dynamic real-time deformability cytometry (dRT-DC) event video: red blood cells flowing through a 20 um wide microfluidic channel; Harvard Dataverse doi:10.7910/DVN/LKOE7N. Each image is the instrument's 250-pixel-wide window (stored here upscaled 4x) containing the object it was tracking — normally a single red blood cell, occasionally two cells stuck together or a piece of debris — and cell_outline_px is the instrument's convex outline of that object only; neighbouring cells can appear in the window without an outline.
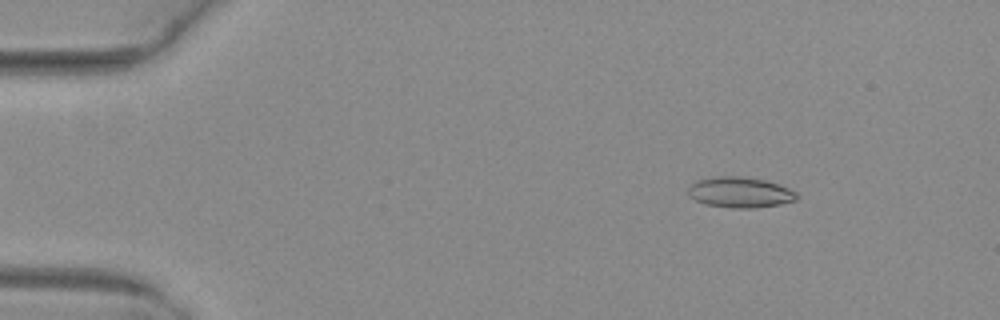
{"species": "common noctule bat (a hibernating species)", "species_latin": "Nyctalus noctula", "temperature_condition": "warm", "stored_images_in_passage": 15, "camera_frame_rate_fps": 3000, "um_per_image_px": 0.085, "animal": {"sex": "female", "body_mass_g": 29.2, "forearm_length_mm": 56.3}, "frame": {"image": 1, "passage_image": 7, "time_ms": 2.0, "image_size_px": [1000, 320], "cell_outline_px": [[800, 196], [796, 200], [780, 204], [756, 208], [732, 208], [704, 204], [688, 196], [688, 188], [696, 180], [716, 176], [736, 176], [764, 180], [788, 188], [796, 192]], "centroid_in_image_um": [62.89, 16.36], "position_along_channel_um": 22.1, "area_um2": 19.36}}